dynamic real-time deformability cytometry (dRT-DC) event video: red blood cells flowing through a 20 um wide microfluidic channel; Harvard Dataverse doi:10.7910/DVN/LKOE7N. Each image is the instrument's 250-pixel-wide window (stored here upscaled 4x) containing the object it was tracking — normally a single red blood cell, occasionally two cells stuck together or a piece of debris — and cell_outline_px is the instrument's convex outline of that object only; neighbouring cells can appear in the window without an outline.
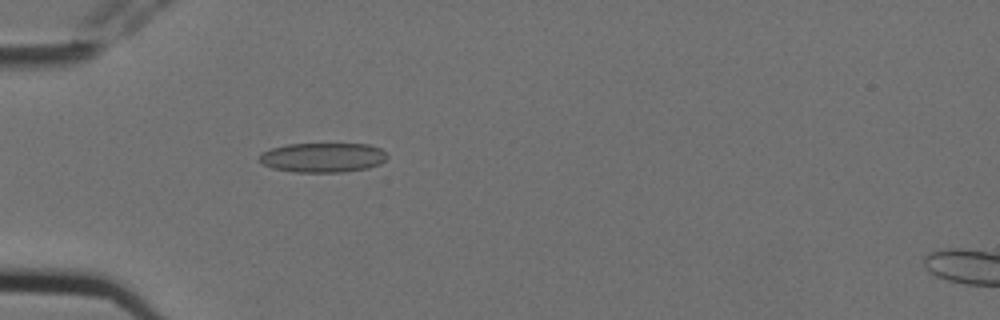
{"species": "Egyptian fruit bat (a non-hibernating species)", "species_latin": "Rousettus aegyptiacus", "temperature_condition": "cold", "stored_images_in_passage": 3, "camera_frame_rate_fps": 3000, "um_per_image_px": 0.085, "animal": {"sex": "female"}, "frame": {"image": 1, "passage_image": 3, "time_ms": 0.667, "image_size_px": [1000, 320], "cell_outline_px": [[388, 156], [380, 164], [368, 168], [344, 172], [296, 172], [272, 168], [264, 164], [260, 160], [260, 152], [272, 148], [288, 144], [368, 144], [380, 148]], "centroid_in_image_um": [27.45, 13.39], "position_along_channel_um": 57.6, "area_um2": 21.96}}